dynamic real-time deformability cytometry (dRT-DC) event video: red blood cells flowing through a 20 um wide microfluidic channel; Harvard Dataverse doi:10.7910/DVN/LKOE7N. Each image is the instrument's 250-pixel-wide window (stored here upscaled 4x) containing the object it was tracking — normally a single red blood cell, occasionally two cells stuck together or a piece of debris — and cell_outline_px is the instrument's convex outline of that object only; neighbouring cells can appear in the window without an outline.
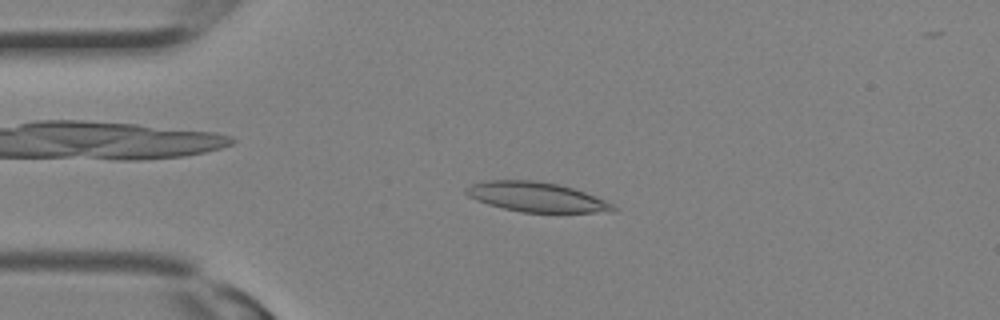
{"species": "Egyptian fruit bat (a non-hibernating species)", "species_latin": "Rousettus aegyptiacus", "temperature_condition": "room temperature", "stored_images_in_passage": 10, "camera_frame_rate_fps": 3000, "um_per_image_px": 0.085, "animal": {"sex": "female"}, "frame": {"image": 1, "passage_image": 6, "time_ms": 1.667, "image_size_px": [1000, 320], "cell_outline_px": [[620, 208], [612, 212], [520, 212], [488, 204], [476, 200], [468, 196], [464, 192], [464, 188], [472, 184], [488, 180], [536, 180], [556, 184], [572, 188], [584, 192], [604, 200]], "centroid_in_image_um": [45.58, 16.74], "position_along_channel_um": 39.4, "area_um2": 25.32}}
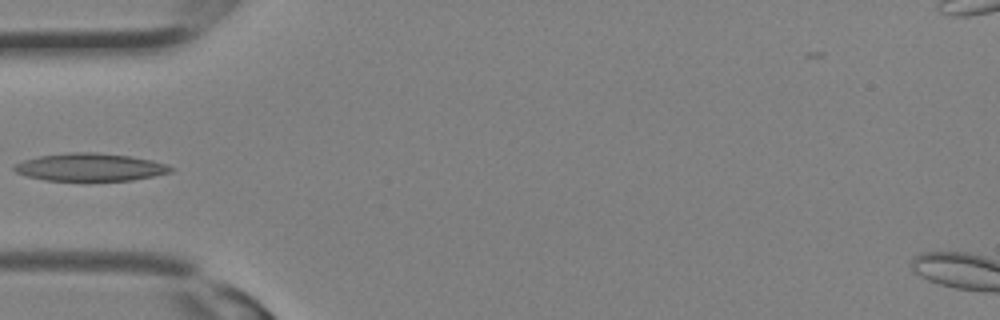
{"frame": {"image": 2, "passage_image": 9, "time_ms": 2.667, "image_size_px": [1000, 320], "cell_outline_px": [[176, 168], [172, 172], [132, 180], [44, 180], [28, 176], [16, 172], [12, 168], [16, 164], [24, 160], [40, 156], [68, 152], [96, 152], [128, 156], [152, 160]], "centroid_in_image_um": [7.67, 14.2], "position_along_channel_um": 77.3, "area_um2": 25.03}}